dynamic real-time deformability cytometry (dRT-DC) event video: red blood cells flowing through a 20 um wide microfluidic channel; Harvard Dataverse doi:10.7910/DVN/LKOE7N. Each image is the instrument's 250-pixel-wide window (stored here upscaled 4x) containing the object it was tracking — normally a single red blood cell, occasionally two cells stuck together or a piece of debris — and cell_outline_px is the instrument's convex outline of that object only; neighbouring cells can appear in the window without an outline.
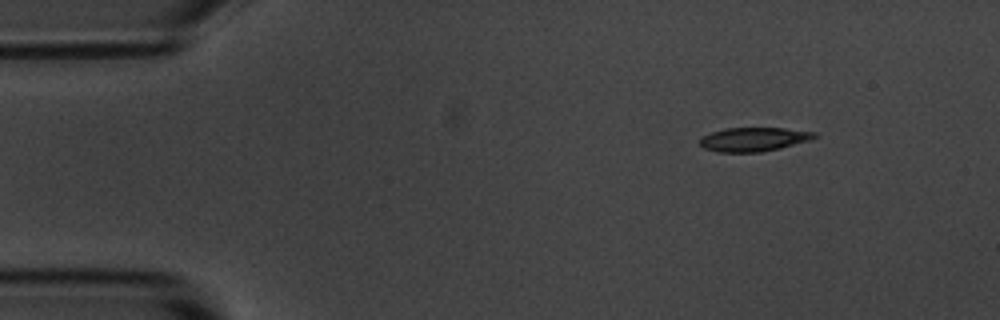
{"species": "common noctule bat (a hibernating species)", "species_latin": "Nyctalus noctula", "temperature_condition": "room temperature", "stored_images_in_passage": 6, "camera_frame_rate_fps": 3000, "um_per_image_px": 0.085, "animal": {"sex": "male", "body_mass_g": 20.1, "forearm_length_mm": 53.5}, "frame": {"image": 1, "passage_image": 1, "time_ms": 0.0, "image_size_px": [1000, 320], "cell_outline_px": [[820, 136], [812, 140], [780, 148], [760, 152], [720, 152], [704, 148], [700, 144], [700, 136], [724, 128], [784, 128], [816, 132]], "centroid_in_image_um": [64.1, 11.84], "position_along_channel_um": 20.9, "area_um2": 16.13}}
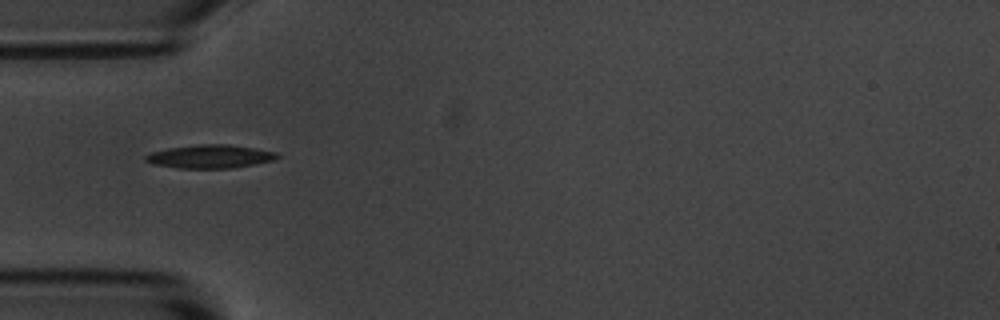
{"frame": {"image": 2, "passage_image": 4, "time_ms": 3.333, "image_size_px": [1000, 320], "cell_outline_px": [[280, 156], [272, 160], [232, 168], [180, 168], [152, 164], [144, 160], [144, 156], [152, 152], [168, 148], [200, 144], [228, 144], [276, 152]], "centroid_in_image_um": [17.81, 13.3], "position_along_channel_um": 67.2, "area_um2": 17.69}}
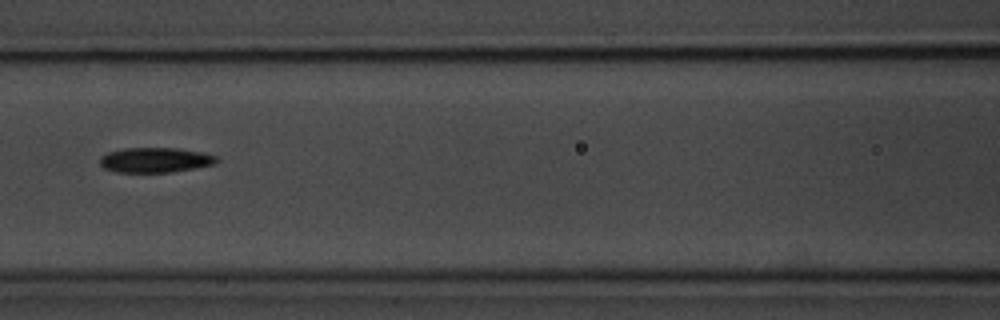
{"frame": {"image": 3, "passage_image": 6, "time_ms": 5.667, "image_size_px": [1000, 320], "cell_outline_px": [[220, 160], [216, 164], [172, 172], [116, 172], [104, 168], [100, 164], [100, 156], [108, 152], [124, 148], [176, 148], [200, 152], [216, 156]], "centroid_in_image_um": [13.19, 13.6], "position_along_channel_um": 153.4, "area_um2": 16.99}}